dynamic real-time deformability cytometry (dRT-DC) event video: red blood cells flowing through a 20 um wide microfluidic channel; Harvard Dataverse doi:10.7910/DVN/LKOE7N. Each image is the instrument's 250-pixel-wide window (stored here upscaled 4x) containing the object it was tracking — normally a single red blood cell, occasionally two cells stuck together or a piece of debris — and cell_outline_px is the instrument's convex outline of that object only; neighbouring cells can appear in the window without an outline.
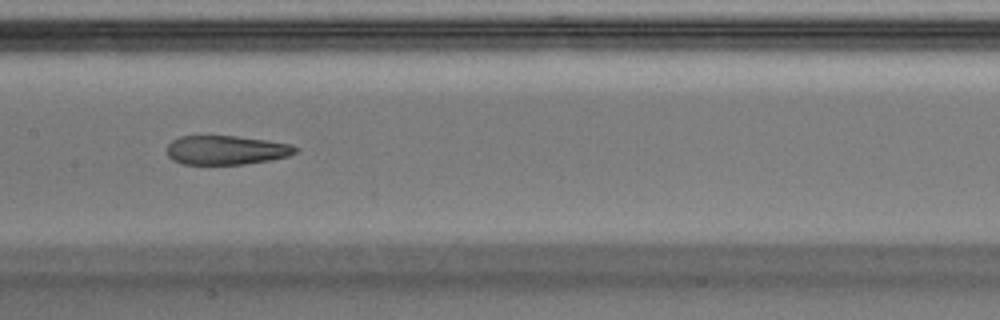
{"species": "Egyptian fruit bat (a non-hibernating species)", "species_latin": "Rousettus aegyptiacus", "temperature_condition": "warm", "stored_images_in_passage": 13, "camera_frame_rate_fps": 3000, "um_per_image_px": 0.085, "animal": {"sex": "male"}, "frame": {"image": 1, "passage_image": 11, "time_ms": 3.333, "image_size_px": [1000, 320], "cell_outline_px": [[300, 148], [296, 152], [288, 156], [272, 160], [244, 164], [184, 164], [172, 160], [168, 156], [168, 144], [172, 140], [180, 136], [236, 136], [268, 140], [292, 144]], "centroid_in_image_um": [19.27, 12.75], "position_along_channel_um": 188.1, "area_um2": 21.91}}